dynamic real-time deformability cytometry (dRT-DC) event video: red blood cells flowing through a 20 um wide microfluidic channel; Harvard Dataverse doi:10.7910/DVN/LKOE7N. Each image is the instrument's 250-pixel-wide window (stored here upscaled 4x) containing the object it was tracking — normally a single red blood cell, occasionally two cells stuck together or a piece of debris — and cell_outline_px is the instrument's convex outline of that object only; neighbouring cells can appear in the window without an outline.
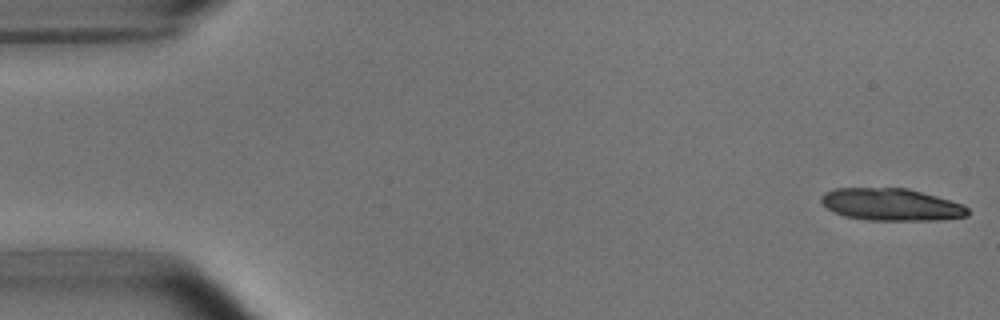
{"species": "common noctule bat (a hibernating species)", "species_latin": "Nyctalus noctula", "temperature_condition": "room temperature", "stored_images_in_passage": 6, "segment_of_instrument_passage": [2, 2], "camera_frame_rate_fps": 3000, "um_per_image_px": 0.085, "animal": {"sex": "male", "body_mass_g": 15.6}, "frame": {"image": 1, "passage_image": 6, "time_ms": 6.667, "image_size_px": [1000, 320], "cell_outline_px": [[968, 216], [940, 220], [868, 220], [844, 216], [828, 208], [820, 200], [820, 196], [824, 192], [836, 188], [908, 188], [964, 204], [968, 208]], "centroid_in_image_um": [75.77, 17.38], "position_along_channel_um": 9.2, "area_um2": 27.51}}